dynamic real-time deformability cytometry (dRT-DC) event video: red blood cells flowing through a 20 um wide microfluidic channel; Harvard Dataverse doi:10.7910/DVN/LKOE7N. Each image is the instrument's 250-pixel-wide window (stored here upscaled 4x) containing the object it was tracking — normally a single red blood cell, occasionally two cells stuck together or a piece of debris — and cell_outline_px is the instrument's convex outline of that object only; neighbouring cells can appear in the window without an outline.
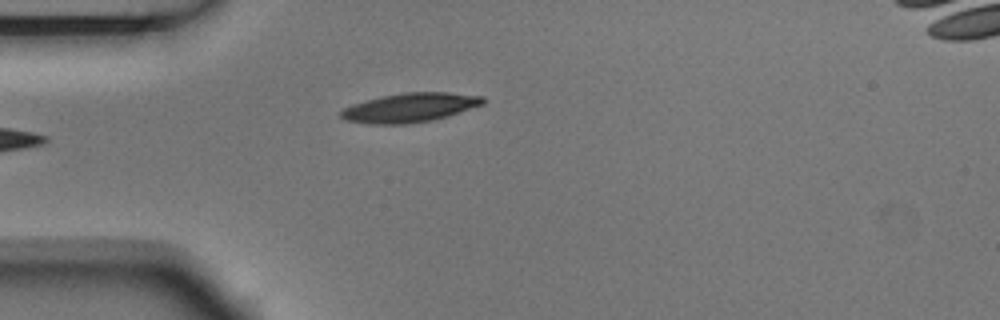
{"species": "Egyptian fruit bat (a non-hibernating species)", "species_latin": "Rousettus aegyptiacus", "temperature_condition": "room temperature", "stored_images_in_passage": 2, "camera_frame_rate_fps": 3000, "um_per_image_px": 0.085, "animal": {"sex": "male"}, "frame": {"image": 1, "passage_image": 1, "time_ms": 0.0, "image_size_px": [1000, 320], "cell_outline_px": [[484, 104], [448, 116], [432, 120], [404, 124], [368, 124], [344, 120], [340, 116], [340, 112], [344, 108], [352, 104], [384, 96], [404, 92], [448, 92], [484, 96]], "centroid_in_image_um": [34.85, 9.15], "position_along_channel_um": 50.1, "area_um2": 24.04}}